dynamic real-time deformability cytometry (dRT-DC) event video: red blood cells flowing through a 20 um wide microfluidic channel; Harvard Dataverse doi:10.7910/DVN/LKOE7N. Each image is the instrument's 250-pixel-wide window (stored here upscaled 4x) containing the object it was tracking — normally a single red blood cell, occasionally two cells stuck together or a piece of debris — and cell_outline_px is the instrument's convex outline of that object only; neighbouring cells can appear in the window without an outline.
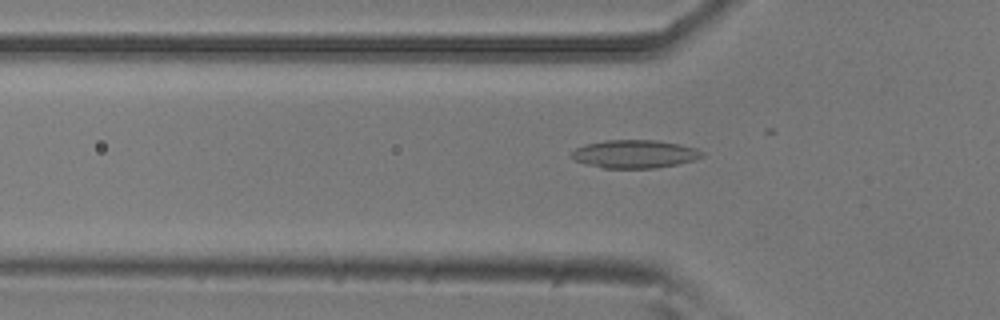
{"species": "common noctule bat (a hibernating species)", "species_latin": "Nyctalus noctula", "temperature_condition": "room temperature", "stored_images_in_passage": 21, "camera_frame_rate_fps": 3000, "um_per_image_px": 0.085, "animal": {"sex": "male", "body_mass_g": 20.5, "forearm_length_mm": 52.5}, "frame": {"image": 1, "passage_image": 3, "time_ms": 0.667, "image_size_px": [1000, 320], "cell_outline_px": [[704, 156], [696, 160], [656, 168], [604, 168], [584, 164], [568, 156], [576, 148], [584, 144], [604, 140], [656, 140], [680, 144], [696, 148], [704, 152]], "centroid_in_image_um": [53.94, 13.09], "position_along_channel_um": 71.9, "area_um2": 21.62}}
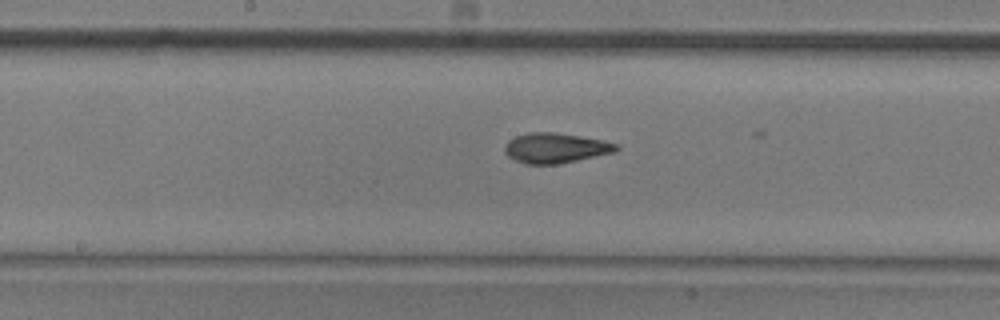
{"frame": {"image": 2, "passage_image": 13, "time_ms": 4.0, "image_size_px": [1000, 320], "cell_outline_px": [[620, 148], [616, 152], [556, 164], [528, 164], [516, 160], [508, 156], [504, 152], [504, 148], [508, 140], [516, 136], [528, 132], [552, 132], [604, 140], [620, 144]], "centroid_in_image_um": [47.24, 12.57], "position_along_channel_um": 201.0, "area_um2": 19.48}}
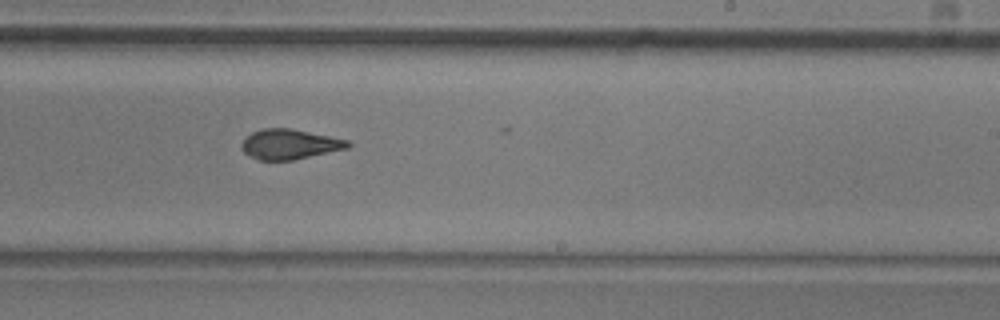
{"frame": {"image": 3, "passage_image": 18, "time_ms": 5.667, "image_size_px": [1000, 320], "cell_outline_px": [[352, 144], [348, 148], [292, 160], [260, 160], [248, 156], [244, 152], [240, 144], [244, 136], [252, 132], [264, 128], [292, 128], [348, 140]], "centroid_in_image_um": [24.58, 12.25], "position_along_channel_um": 264.4, "area_um2": 18.67}}